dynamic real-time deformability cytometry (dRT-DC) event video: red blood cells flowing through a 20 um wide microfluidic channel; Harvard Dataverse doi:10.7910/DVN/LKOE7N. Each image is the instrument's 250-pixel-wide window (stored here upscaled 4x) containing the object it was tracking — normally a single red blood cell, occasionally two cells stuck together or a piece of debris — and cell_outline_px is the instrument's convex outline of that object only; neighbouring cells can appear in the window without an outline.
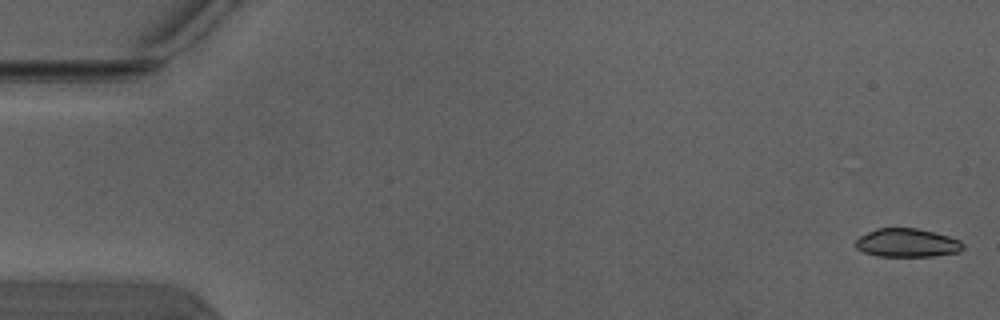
{"species": "Egyptian fruit bat (a non-hibernating species)", "species_latin": "Rousettus aegyptiacus", "temperature_condition": "warm", "stored_images_in_passage": 4, "camera_frame_rate_fps": 3000, "um_per_image_px": 0.085, "animal": {"sex": "male"}, "frame": {"image": 1, "passage_image": 1, "time_ms": 0.0, "image_size_px": [1000, 320], "cell_outline_px": [[964, 248], [960, 252], [932, 256], [880, 256], [864, 252], [856, 248], [856, 240], [860, 236], [876, 228], [916, 228], [948, 236], [960, 240], [964, 244]], "centroid_in_image_um": [77.12, 20.64], "position_along_channel_um": 7.9, "area_um2": 17.74}}
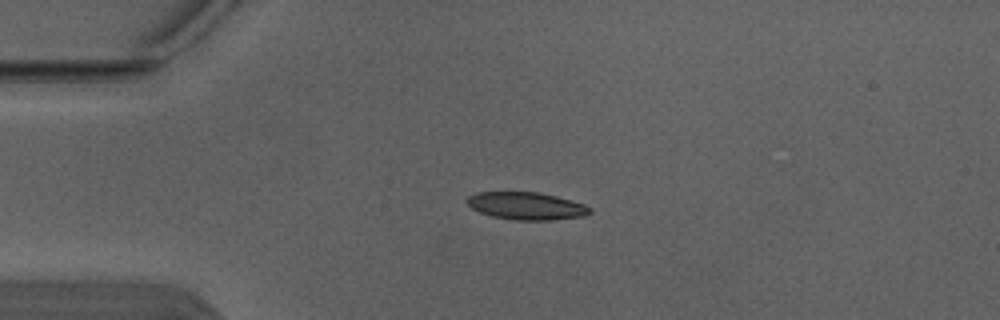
{"frame": {"image": 2, "passage_image": 4, "time_ms": 1.0, "image_size_px": [1000, 320], "cell_outline_px": [[592, 212], [584, 216], [552, 220], [516, 220], [492, 216], [480, 212], [472, 208], [464, 200], [468, 196], [476, 192], [540, 192], [572, 200], [584, 204], [592, 208]], "centroid_in_image_um": [44.75, 17.5], "position_along_channel_um": 40.2, "area_um2": 19.83}}